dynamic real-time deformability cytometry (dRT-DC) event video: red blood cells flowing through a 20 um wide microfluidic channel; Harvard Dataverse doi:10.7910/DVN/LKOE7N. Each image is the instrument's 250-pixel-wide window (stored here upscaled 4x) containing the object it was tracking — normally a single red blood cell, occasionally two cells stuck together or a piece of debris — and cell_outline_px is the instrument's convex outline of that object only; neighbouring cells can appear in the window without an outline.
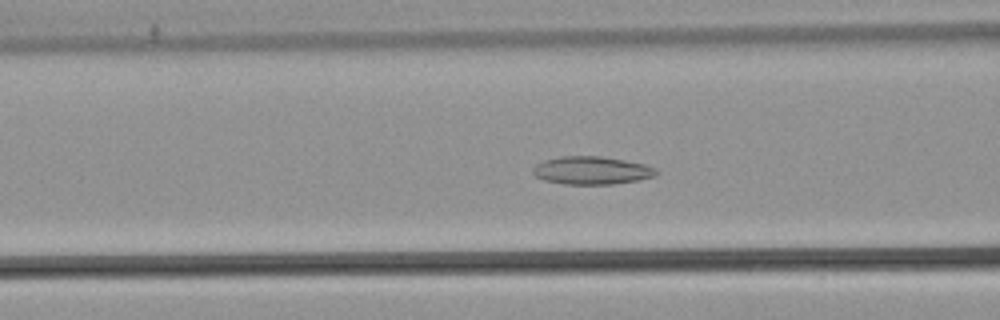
{"species": "common noctule bat (a hibernating species)", "species_latin": "Nyctalus noctula", "temperature_condition": "warm", "stored_images_in_passage": 38, "camera_frame_rate_fps": 3000, "um_per_image_px": 0.085, "animal": {"sex": "male", "body_mass_g": 21.5, "forearm_length_mm": 52.0}, "frame": {"image": 1, "passage_image": 6, "time_ms": 1.667, "image_size_px": [1000, 320], "cell_outline_px": [[660, 172], [656, 176], [640, 180], [612, 184], [564, 184], [544, 180], [536, 176], [532, 172], [532, 168], [536, 164], [544, 160], [560, 156], [600, 156], [624, 160], [644, 164], [656, 168]], "centroid_in_image_um": [50.31, 14.49], "position_along_channel_um": 116.3, "area_um2": 20.23}}
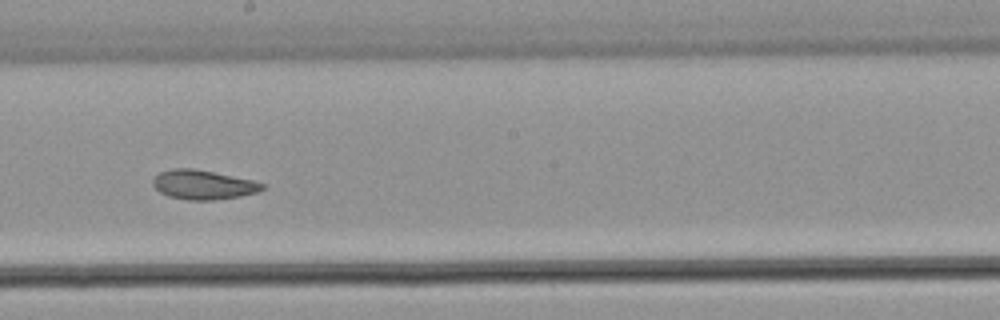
{"frame": {"image": 2, "passage_image": 15, "time_ms": 4.667, "image_size_px": [1000, 320], "cell_outline_px": [[264, 188], [256, 192], [240, 196], [212, 200], [188, 200], [168, 196], [160, 192], [152, 184], [152, 180], [160, 172], [172, 168], [192, 168], [252, 180], [264, 184]], "centroid_in_image_um": [17.23, 15.7], "position_along_channel_um": 231.0, "area_um2": 18.44}}
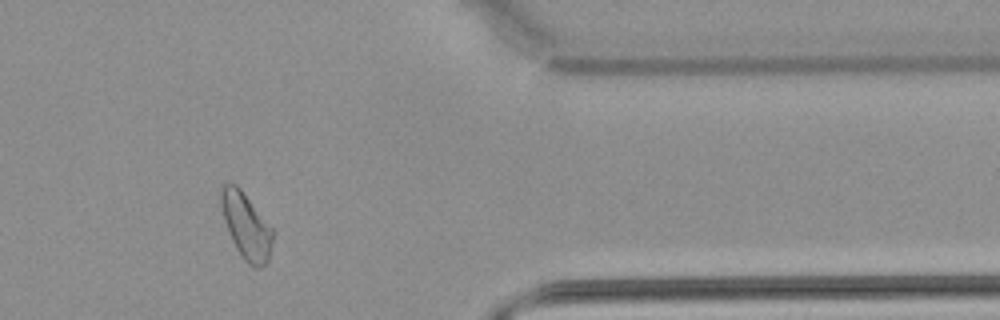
{"frame": {"image": 3, "passage_image": 29, "time_ms": 9.333, "image_size_px": [1000, 320], "cell_outline_px": [[276, 232], [268, 264], [260, 268], [252, 268], [244, 260], [236, 248], [228, 232], [224, 220], [220, 204], [220, 184], [236, 184], [240, 188]], "centroid_in_image_um": [20.96, 19.25], "position_along_channel_um": 390.4, "area_um2": 20.4}, "authors_computed_cell_mechanics": {"area_um2": 19.363, "velocity_mm_per_s": 3.8264, "shape_relaxation_time_tau1_ms": null, "shape_relaxation_time_tau2_ms": 3.1643, "deformation_change_tau1": null, "deformation_change_tau2": 0.0886}}